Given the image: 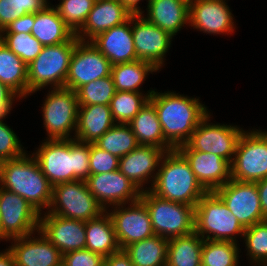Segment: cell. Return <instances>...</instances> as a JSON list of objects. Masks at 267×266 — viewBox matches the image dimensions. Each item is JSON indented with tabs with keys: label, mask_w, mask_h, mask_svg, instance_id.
I'll return each mask as SVG.
<instances>
[{
	"label": "cell",
	"mask_w": 267,
	"mask_h": 266,
	"mask_svg": "<svg viewBox=\"0 0 267 266\" xmlns=\"http://www.w3.org/2000/svg\"><path fill=\"white\" fill-rule=\"evenodd\" d=\"M32 155L53 186L62 182L86 181L90 176V144L73 137L46 139Z\"/></svg>",
	"instance_id": "1"
},
{
	"label": "cell",
	"mask_w": 267,
	"mask_h": 266,
	"mask_svg": "<svg viewBox=\"0 0 267 266\" xmlns=\"http://www.w3.org/2000/svg\"><path fill=\"white\" fill-rule=\"evenodd\" d=\"M149 101L156 109L165 141L173 149L185 145L198 124L210 113L199 98L170 91H154Z\"/></svg>",
	"instance_id": "2"
},
{
	"label": "cell",
	"mask_w": 267,
	"mask_h": 266,
	"mask_svg": "<svg viewBox=\"0 0 267 266\" xmlns=\"http://www.w3.org/2000/svg\"><path fill=\"white\" fill-rule=\"evenodd\" d=\"M146 190L161 199L190 206H196L207 193L178 149L165 153L153 185Z\"/></svg>",
	"instance_id": "3"
},
{
	"label": "cell",
	"mask_w": 267,
	"mask_h": 266,
	"mask_svg": "<svg viewBox=\"0 0 267 266\" xmlns=\"http://www.w3.org/2000/svg\"><path fill=\"white\" fill-rule=\"evenodd\" d=\"M0 187L26 199L40 214L50 207L53 185L33 155L0 162Z\"/></svg>",
	"instance_id": "4"
},
{
	"label": "cell",
	"mask_w": 267,
	"mask_h": 266,
	"mask_svg": "<svg viewBox=\"0 0 267 266\" xmlns=\"http://www.w3.org/2000/svg\"><path fill=\"white\" fill-rule=\"evenodd\" d=\"M79 41L74 35L67 42L43 46L39 55L27 65L28 96L48 85L52 88L65 87L69 64Z\"/></svg>",
	"instance_id": "5"
},
{
	"label": "cell",
	"mask_w": 267,
	"mask_h": 266,
	"mask_svg": "<svg viewBox=\"0 0 267 266\" xmlns=\"http://www.w3.org/2000/svg\"><path fill=\"white\" fill-rule=\"evenodd\" d=\"M204 240L237 243L245 228L213 191L207 192L195 206V230ZM213 235V236H212Z\"/></svg>",
	"instance_id": "6"
},
{
	"label": "cell",
	"mask_w": 267,
	"mask_h": 266,
	"mask_svg": "<svg viewBox=\"0 0 267 266\" xmlns=\"http://www.w3.org/2000/svg\"><path fill=\"white\" fill-rule=\"evenodd\" d=\"M140 201L147 207L154 234L170 239L186 236L195 230V206L161 199L149 190Z\"/></svg>",
	"instance_id": "7"
},
{
	"label": "cell",
	"mask_w": 267,
	"mask_h": 266,
	"mask_svg": "<svg viewBox=\"0 0 267 266\" xmlns=\"http://www.w3.org/2000/svg\"><path fill=\"white\" fill-rule=\"evenodd\" d=\"M231 165V179L256 183L267 178V132L243 131Z\"/></svg>",
	"instance_id": "8"
},
{
	"label": "cell",
	"mask_w": 267,
	"mask_h": 266,
	"mask_svg": "<svg viewBox=\"0 0 267 266\" xmlns=\"http://www.w3.org/2000/svg\"><path fill=\"white\" fill-rule=\"evenodd\" d=\"M104 211L89 192L86 181L76 180L53 186L52 200L47 213L86 222Z\"/></svg>",
	"instance_id": "9"
},
{
	"label": "cell",
	"mask_w": 267,
	"mask_h": 266,
	"mask_svg": "<svg viewBox=\"0 0 267 266\" xmlns=\"http://www.w3.org/2000/svg\"><path fill=\"white\" fill-rule=\"evenodd\" d=\"M76 92L68 88H53L47 94L42 107L43 123L47 139H72L78 118Z\"/></svg>",
	"instance_id": "10"
},
{
	"label": "cell",
	"mask_w": 267,
	"mask_h": 266,
	"mask_svg": "<svg viewBox=\"0 0 267 266\" xmlns=\"http://www.w3.org/2000/svg\"><path fill=\"white\" fill-rule=\"evenodd\" d=\"M40 215L26 199L0 187V240L38 232Z\"/></svg>",
	"instance_id": "11"
},
{
	"label": "cell",
	"mask_w": 267,
	"mask_h": 266,
	"mask_svg": "<svg viewBox=\"0 0 267 266\" xmlns=\"http://www.w3.org/2000/svg\"><path fill=\"white\" fill-rule=\"evenodd\" d=\"M210 113L198 124L185 145L178 150H195L219 155L230 164L235 155V149L243 129L232 125L212 124Z\"/></svg>",
	"instance_id": "12"
},
{
	"label": "cell",
	"mask_w": 267,
	"mask_h": 266,
	"mask_svg": "<svg viewBox=\"0 0 267 266\" xmlns=\"http://www.w3.org/2000/svg\"><path fill=\"white\" fill-rule=\"evenodd\" d=\"M214 192L245 229L267 220L262 213L256 183L230 179Z\"/></svg>",
	"instance_id": "13"
},
{
	"label": "cell",
	"mask_w": 267,
	"mask_h": 266,
	"mask_svg": "<svg viewBox=\"0 0 267 266\" xmlns=\"http://www.w3.org/2000/svg\"><path fill=\"white\" fill-rule=\"evenodd\" d=\"M111 62L90 41H79L69 64L65 87L76 91L84 84L111 75Z\"/></svg>",
	"instance_id": "14"
},
{
	"label": "cell",
	"mask_w": 267,
	"mask_h": 266,
	"mask_svg": "<svg viewBox=\"0 0 267 266\" xmlns=\"http://www.w3.org/2000/svg\"><path fill=\"white\" fill-rule=\"evenodd\" d=\"M124 206L116 205L112 206V212L108 210L120 249L154 235L149 212L140 200Z\"/></svg>",
	"instance_id": "15"
},
{
	"label": "cell",
	"mask_w": 267,
	"mask_h": 266,
	"mask_svg": "<svg viewBox=\"0 0 267 266\" xmlns=\"http://www.w3.org/2000/svg\"><path fill=\"white\" fill-rule=\"evenodd\" d=\"M86 184L97 202L108 207L126 205L140 200L141 191L119 170L90 175ZM108 205V206H107Z\"/></svg>",
	"instance_id": "16"
},
{
	"label": "cell",
	"mask_w": 267,
	"mask_h": 266,
	"mask_svg": "<svg viewBox=\"0 0 267 266\" xmlns=\"http://www.w3.org/2000/svg\"><path fill=\"white\" fill-rule=\"evenodd\" d=\"M131 24H134L131 30L137 59L153 64L158 70L161 69L173 37L148 22L143 15H132Z\"/></svg>",
	"instance_id": "17"
},
{
	"label": "cell",
	"mask_w": 267,
	"mask_h": 266,
	"mask_svg": "<svg viewBox=\"0 0 267 266\" xmlns=\"http://www.w3.org/2000/svg\"><path fill=\"white\" fill-rule=\"evenodd\" d=\"M40 215L39 230L62 255L67 252L85 249V222L57 216L45 212Z\"/></svg>",
	"instance_id": "18"
},
{
	"label": "cell",
	"mask_w": 267,
	"mask_h": 266,
	"mask_svg": "<svg viewBox=\"0 0 267 266\" xmlns=\"http://www.w3.org/2000/svg\"><path fill=\"white\" fill-rule=\"evenodd\" d=\"M226 0H190L189 26L207 34H232L233 15Z\"/></svg>",
	"instance_id": "19"
},
{
	"label": "cell",
	"mask_w": 267,
	"mask_h": 266,
	"mask_svg": "<svg viewBox=\"0 0 267 266\" xmlns=\"http://www.w3.org/2000/svg\"><path fill=\"white\" fill-rule=\"evenodd\" d=\"M166 152L165 149L155 146L139 145L133 151L119 158L118 170L143 192L146 190L143 188L146 182L151 181V186L153 185ZM155 170L157 171L155 172ZM149 179L151 180L149 181Z\"/></svg>",
	"instance_id": "20"
},
{
	"label": "cell",
	"mask_w": 267,
	"mask_h": 266,
	"mask_svg": "<svg viewBox=\"0 0 267 266\" xmlns=\"http://www.w3.org/2000/svg\"><path fill=\"white\" fill-rule=\"evenodd\" d=\"M34 234L12 239L9 250L16 266H57L62 263V254L40 231ZM31 236V237H30Z\"/></svg>",
	"instance_id": "21"
},
{
	"label": "cell",
	"mask_w": 267,
	"mask_h": 266,
	"mask_svg": "<svg viewBox=\"0 0 267 266\" xmlns=\"http://www.w3.org/2000/svg\"><path fill=\"white\" fill-rule=\"evenodd\" d=\"M188 160L197 181L213 192L231 179V165L219 155L195 150H179Z\"/></svg>",
	"instance_id": "22"
},
{
	"label": "cell",
	"mask_w": 267,
	"mask_h": 266,
	"mask_svg": "<svg viewBox=\"0 0 267 266\" xmlns=\"http://www.w3.org/2000/svg\"><path fill=\"white\" fill-rule=\"evenodd\" d=\"M131 26L130 17L126 22L99 33L90 42L112 65L138 60Z\"/></svg>",
	"instance_id": "23"
},
{
	"label": "cell",
	"mask_w": 267,
	"mask_h": 266,
	"mask_svg": "<svg viewBox=\"0 0 267 266\" xmlns=\"http://www.w3.org/2000/svg\"><path fill=\"white\" fill-rule=\"evenodd\" d=\"M131 16L118 0H96L85 24L75 35L80 41H89L99 33L126 22Z\"/></svg>",
	"instance_id": "24"
},
{
	"label": "cell",
	"mask_w": 267,
	"mask_h": 266,
	"mask_svg": "<svg viewBox=\"0 0 267 266\" xmlns=\"http://www.w3.org/2000/svg\"><path fill=\"white\" fill-rule=\"evenodd\" d=\"M148 22L168 32L172 37L189 24L190 0H149L147 1Z\"/></svg>",
	"instance_id": "25"
},
{
	"label": "cell",
	"mask_w": 267,
	"mask_h": 266,
	"mask_svg": "<svg viewBox=\"0 0 267 266\" xmlns=\"http://www.w3.org/2000/svg\"><path fill=\"white\" fill-rule=\"evenodd\" d=\"M115 124L110 105L79 106L77 127L73 137L81 142L95 144Z\"/></svg>",
	"instance_id": "26"
},
{
	"label": "cell",
	"mask_w": 267,
	"mask_h": 266,
	"mask_svg": "<svg viewBox=\"0 0 267 266\" xmlns=\"http://www.w3.org/2000/svg\"><path fill=\"white\" fill-rule=\"evenodd\" d=\"M31 34L43 46L67 42L75 35L62 20L54 5L45 6L41 11L35 13Z\"/></svg>",
	"instance_id": "27"
},
{
	"label": "cell",
	"mask_w": 267,
	"mask_h": 266,
	"mask_svg": "<svg viewBox=\"0 0 267 266\" xmlns=\"http://www.w3.org/2000/svg\"><path fill=\"white\" fill-rule=\"evenodd\" d=\"M85 248L100 254L103 258L120 250L113 221L107 210L98 217L85 222Z\"/></svg>",
	"instance_id": "28"
},
{
	"label": "cell",
	"mask_w": 267,
	"mask_h": 266,
	"mask_svg": "<svg viewBox=\"0 0 267 266\" xmlns=\"http://www.w3.org/2000/svg\"><path fill=\"white\" fill-rule=\"evenodd\" d=\"M139 145L155 146L166 151L173 148L165 141L154 105L148 101L128 123Z\"/></svg>",
	"instance_id": "29"
},
{
	"label": "cell",
	"mask_w": 267,
	"mask_h": 266,
	"mask_svg": "<svg viewBox=\"0 0 267 266\" xmlns=\"http://www.w3.org/2000/svg\"><path fill=\"white\" fill-rule=\"evenodd\" d=\"M203 242L195 231L168 239L166 266H201Z\"/></svg>",
	"instance_id": "30"
},
{
	"label": "cell",
	"mask_w": 267,
	"mask_h": 266,
	"mask_svg": "<svg viewBox=\"0 0 267 266\" xmlns=\"http://www.w3.org/2000/svg\"><path fill=\"white\" fill-rule=\"evenodd\" d=\"M27 65L0 41V82L21 97L28 95Z\"/></svg>",
	"instance_id": "31"
},
{
	"label": "cell",
	"mask_w": 267,
	"mask_h": 266,
	"mask_svg": "<svg viewBox=\"0 0 267 266\" xmlns=\"http://www.w3.org/2000/svg\"><path fill=\"white\" fill-rule=\"evenodd\" d=\"M168 239L154 234L124 248L134 266H166Z\"/></svg>",
	"instance_id": "32"
},
{
	"label": "cell",
	"mask_w": 267,
	"mask_h": 266,
	"mask_svg": "<svg viewBox=\"0 0 267 266\" xmlns=\"http://www.w3.org/2000/svg\"><path fill=\"white\" fill-rule=\"evenodd\" d=\"M157 71L158 69L153 64L135 60L112 65L111 76L116 91L142 93L139 87L146 80L148 73Z\"/></svg>",
	"instance_id": "33"
},
{
	"label": "cell",
	"mask_w": 267,
	"mask_h": 266,
	"mask_svg": "<svg viewBox=\"0 0 267 266\" xmlns=\"http://www.w3.org/2000/svg\"><path fill=\"white\" fill-rule=\"evenodd\" d=\"M154 91L149 90L147 94L116 91L110 102V110L116 124H128L149 101Z\"/></svg>",
	"instance_id": "34"
},
{
	"label": "cell",
	"mask_w": 267,
	"mask_h": 266,
	"mask_svg": "<svg viewBox=\"0 0 267 266\" xmlns=\"http://www.w3.org/2000/svg\"><path fill=\"white\" fill-rule=\"evenodd\" d=\"M95 145L118 158L123 157L139 146L136 136L128 124L113 125L95 142Z\"/></svg>",
	"instance_id": "35"
},
{
	"label": "cell",
	"mask_w": 267,
	"mask_h": 266,
	"mask_svg": "<svg viewBox=\"0 0 267 266\" xmlns=\"http://www.w3.org/2000/svg\"><path fill=\"white\" fill-rule=\"evenodd\" d=\"M239 250L234 242L204 240L201 266H238Z\"/></svg>",
	"instance_id": "36"
},
{
	"label": "cell",
	"mask_w": 267,
	"mask_h": 266,
	"mask_svg": "<svg viewBox=\"0 0 267 266\" xmlns=\"http://www.w3.org/2000/svg\"><path fill=\"white\" fill-rule=\"evenodd\" d=\"M78 106L110 105L116 90L112 76H106L84 84L76 91Z\"/></svg>",
	"instance_id": "37"
},
{
	"label": "cell",
	"mask_w": 267,
	"mask_h": 266,
	"mask_svg": "<svg viewBox=\"0 0 267 266\" xmlns=\"http://www.w3.org/2000/svg\"><path fill=\"white\" fill-rule=\"evenodd\" d=\"M0 41L29 65L43 45L30 33H0Z\"/></svg>",
	"instance_id": "38"
},
{
	"label": "cell",
	"mask_w": 267,
	"mask_h": 266,
	"mask_svg": "<svg viewBox=\"0 0 267 266\" xmlns=\"http://www.w3.org/2000/svg\"><path fill=\"white\" fill-rule=\"evenodd\" d=\"M55 5L65 24L76 34L85 24L96 0H60Z\"/></svg>",
	"instance_id": "39"
},
{
	"label": "cell",
	"mask_w": 267,
	"mask_h": 266,
	"mask_svg": "<svg viewBox=\"0 0 267 266\" xmlns=\"http://www.w3.org/2000/svg\"><path fill=\"white\" fill-rule=\"evenodd\" d=\"M247 255L257 266L267 262V220L245 229L243 237Z\"/></svg>",
	"instance_id": "40"
},
{
	"label": "cell",
	"mask_w": 267,
	"mask_h": 266,
	"mask_svg": "<svg viewBox=\"0 0 267 266\" xmlns=\"http://www.w3.org/2000/svg\"><path fill=\"white\" fill-rule=\"evenodd\" d=\"M40 0H0V32L18 17L41 11Z\"/></svg>",
	"instance_id": "41"
},
{
	"label": "cell",
	"mask_w": 267,
	"mask_h": 266,
	"mask_svg": "<svg viewBox=\"0 0 267 266\" xmlns=\"http://www.w3.org/2000/svg\"><path fill=\"white\" fill-rule=\"evenodd\" d=\"M21 147L19 138L10 126L0 122V162L23 156L26 152Z\"/></svg>",
	"instance_id": "42"
},
{
	"label": "cell",
	"mask_w": 267,
	"mask_h": 266,
	"mask_svg": "<svg viewBox=\"0 0 267 266\" xmlns=\"http://www.w3.org/2000/svg\"><path fill=\"white\" fill-rule=\"evenodd\" d=\"M90 175L118 170L119 158L107 151L90 144Z\"/></svg>",
	"instance_id": "43"
},
{
	"label": "cell",
	"mask_w": 267,
	"mask_h": 266,
	"mask_svg": "<svg viewBox=\"0 0 267 266\" xmlns=\"http://www.w3.org/2000/svg\"><path fill=\"white\" fill-rule=\"evenodd\" d=\"M62 263L64 266H102L104 258L85 248L65 253Z\"/></svg>",
	"instance_id": "44"
},
{
	"label": "cell",
	"mask_w": 267,
	"mask_h": 266,
	"mask_svg": "<svg viewBox=\"0 0 267 266\" xmlns=\"http://www.w3.org/2000/svg\"><path fill=\"white\" fill-rule=\"evenodd\" d=\"M35 22V13L18 17L0 33H26L30 34Z\"/></svg>",
	"instance_id": "45"
},
{
	"label": "cell",
	"mask_w": 267,
	"mask_h": 266,
	"mask_svg": "<svg viewBox=\"0 0 267 266\" xmlns=\"http://www.w3.org/2000/svg\"><path fill=\"white\" fill-rule=\"evenodd\" d=\"M15 98L20 99L22 97L0 82V122H4L3 120L9 114L10 110H12L11 108Z\"/></svg>",
	"instance_id": "46"
},
{
	"label": "cell",
	"mask_w": 267,
	"mask_h": 266,
	"mask_svg": "<svg viewBox=\"0 0 267 266\" xmlns=\"http://www.w3.org/2000/svg\"><path fill=\"white\" fill-rule=\"evenodd\" d=\"M104 266H134L131 262L130 256L124 249H120L118 252L112 253L108 257L104 258Z\"/></svg>",
	"instance_id": "47"
},
{
	"label": "cell",
	"mask_w": 267,
	"mask_h": 266,
	"mask_svg": "<svg viewBox=\"0 0 267 266\" xmlns=\"http://www.w3.org/2000/svg\"><path fill=\"white\" fill-rule=\"evenodd\" d=\"M256 185L258 188L262 213L264 217L267 219V178L256 182Z\"/></svg>",
	"instance_id": "48"
},
{
	"label": "cell",
	"mask_w": 267,
	"mask_h": 266,
	"mask_svg": "<svg viewBox=\"0 0 267 266\" xmlns=\"http://www.w3.org/2000/svg\"><path fill=\"white\" fill-rule=\"evenodd\" d=\"M132 15H142L144 12L141 10L138 3L141 0H118ZM149 1V0H148Z\"/></svg>",
	"instance_id": "49"
},
{
	"label": "cell",
	"mask_w": 267,
	"mask_h": 266,
	"mask_svg": "<svg viewBox=\"0 0 267 266\" xmlns=\"http://www.w3.org/2000/svg\"><path fill=\"white\" fill-rule=\"evenodd\" d=\"M0 266H16L14 256L8 248L0 252Z\"/></svg>",
	"instance_id": "50"
},
{
	"label": "cell",
	"mask_w": 267,
	"mask_h": 266,
	"mask_svg": "<svg viewBox=\"0 0 267 266\" xmlns=\"http://www.w3.org/2000/svg\"><path fill=\"white\" fill-rule=\"evenodd\" d=\"M45 6H50L47 0H40Z\"/></svg>",
	"instance_id": "51"
},
{
	"label": "cell",
	"mask_w": 267,
	"mask_h": 266,
	"mask_svg": "<svg viewBox=\"0 0 267 266\" xmlns=\"http://www.w3.org/2000/svg\"><path fill=\"white\" fill-rule=\"evenodd\" d=\"M259 266H267V262L263 263V264H260Z\"/></svg>",
	"instance_id": "52"
}]
</instances>
